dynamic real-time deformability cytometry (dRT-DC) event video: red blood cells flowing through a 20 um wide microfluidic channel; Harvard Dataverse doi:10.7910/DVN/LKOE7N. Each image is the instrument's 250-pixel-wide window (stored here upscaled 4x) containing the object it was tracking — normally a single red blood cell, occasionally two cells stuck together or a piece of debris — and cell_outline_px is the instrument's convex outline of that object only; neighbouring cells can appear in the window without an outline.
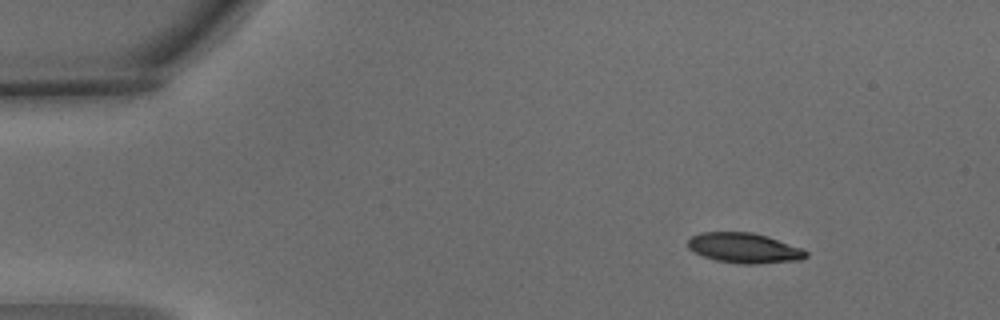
{"species": "common noctule bat (a hibernating species)", "species_latin": "Nyctalus noctula", "temperature_condition": "warm", "stored_images_in_passage": 7, "camera_frame_rate_fps": 3000, "um_per_image_px": 0.085, "animal": {"sex": "male", "body_mass_g": 15.6}, "frame": {"image": 1, "passage_image": 1, "time_ms": 0.0, "image_size_px": [1000, 320], "cell_outline_px": [[808, 256], [800, 260], [756, 264], [744, 264], [716, 260], [704, 256], [688, 248], [688, 240], [692, 236], [700, 232], [752, 232], [768, 236], [804, 248], [808, 252]], "centroid_in_image_um": [63.31, 21.07], "position_along_channel_um": 21.7, "area_um2": 20.81}}
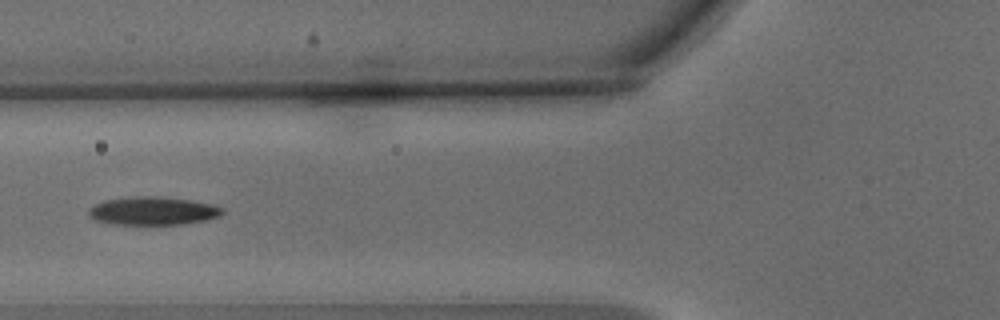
{"frame": {"image": 2, "passage_image": 5, "time_ms": 1.333, "image_size_px": [1000, 320], "cell_outline_px": [[224, 212], [220, 216], [204, 220], [184, 224], [112, 224], [96, 220], [88, 216], [88, 208], [104, 200], [132, 196], [160, 196], [192, 200], [212, 204], [224, 208]], "centroid_in_image_um": [13.0, 17.91], "position_along_channel_um": 112.8, "area_um2": 22.14}}
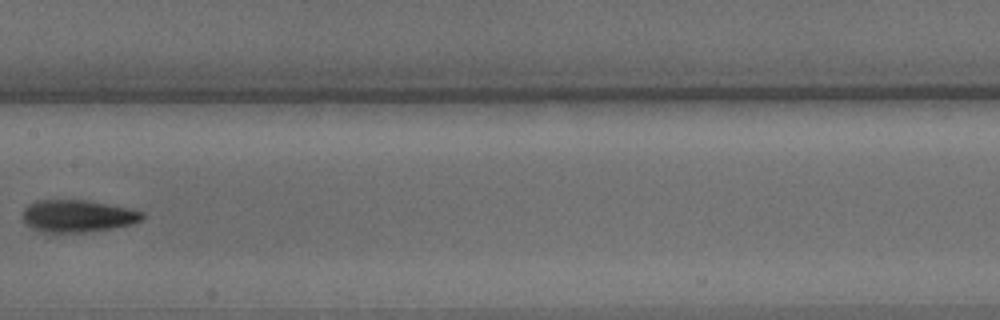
{"frame": {"image": 3, "passage_image": 7, "time_ms": 2.0, "image_size_px": [1000, 320], "cell_outline_px": [[144, 216], [140, 220], [132, 224], [112, 228], [88, 232], [40, 232], [32, 228], [24, 220], [24, 208], [28, 204], [36, 200], [88, 200], [128, 208], [144, 212]], "centroid_in_image_um": [6.6, 18.36], "position_along_channel_um": 200.8, "area_um2": 22.37}}